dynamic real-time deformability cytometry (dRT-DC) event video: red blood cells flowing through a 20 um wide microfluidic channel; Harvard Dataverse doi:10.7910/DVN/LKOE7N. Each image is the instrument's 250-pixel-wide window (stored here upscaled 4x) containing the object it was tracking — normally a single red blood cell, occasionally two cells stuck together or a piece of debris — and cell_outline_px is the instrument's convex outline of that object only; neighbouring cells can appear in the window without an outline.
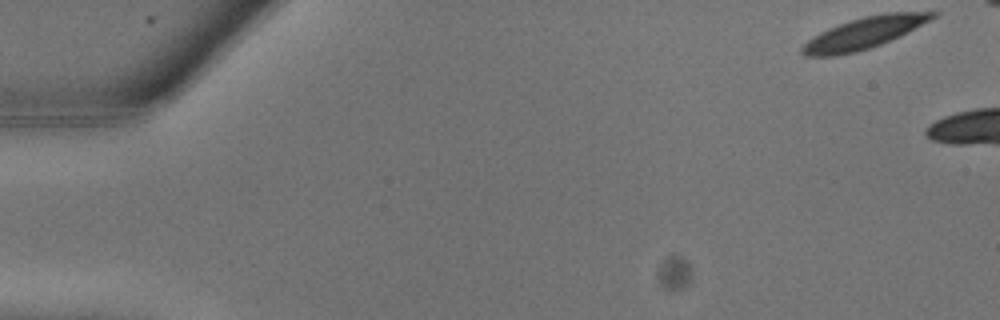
{"species": "common noctule bat (a hibernating species)", "species_latin": "Nyctalus noctula", "temperature_condition": "warm", "stored_images_in_passage": 4, "camera_frame_rate_fps": 3000, "um_per_image_px": 0.085, "animal": {"sex": "male", "body_mass_g": 13.3}, "frame": {"image": 1, "passage_image": 1, "time_ms": 0.0, "image_size_px": [1000, 320], "cell_outline_px": [[940, 12], [936, 16], [908, 32], [900, 36], [880, 44], [856, 52], [836, 56], [804, 56], [800, 52], [800, 48], [808, 40], [820, 32], [828, 28], [864, 16], [888, 12]], "centroid_in_image_um": [73.41, 2.82], "position_along_channel_um": 11.6, "area_um2": 23.58}}